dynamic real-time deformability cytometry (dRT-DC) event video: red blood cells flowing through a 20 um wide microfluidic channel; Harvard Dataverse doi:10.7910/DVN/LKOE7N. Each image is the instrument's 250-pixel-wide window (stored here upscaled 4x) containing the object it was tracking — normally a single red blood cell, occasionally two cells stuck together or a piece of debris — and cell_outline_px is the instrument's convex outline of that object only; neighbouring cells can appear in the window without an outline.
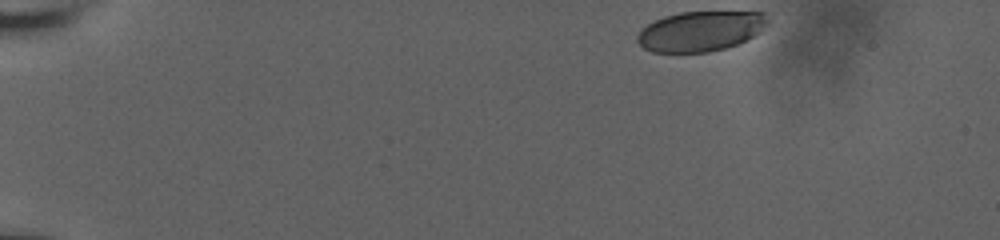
{"species": "human", "species_latin": "Homo sapiens", "temperature_condition": "room temperature", "stored_images_in_passage": 42, "camera_frame_rate_fps": 3000, "um_per_image_px": 0.085, "donor": {"sex": "male"}, "frame": {"image": 1, "passage_image": 1, "time_ms": 0.0, "image_size_px": [1000, 240], "cell_outline_px": [[772, 20], [760, 32], [736, 44], [724, 48], [708, 52], [652, 52], [644, 48], [636, 40], [636, 36], [640, 28], [652, 20], [664, 16], [680, 12], [772, 12]], "centroid_in_image_um": [59.56, 2.62], "position_along_channel_um": 25.4, "area_um2": 30.92}}
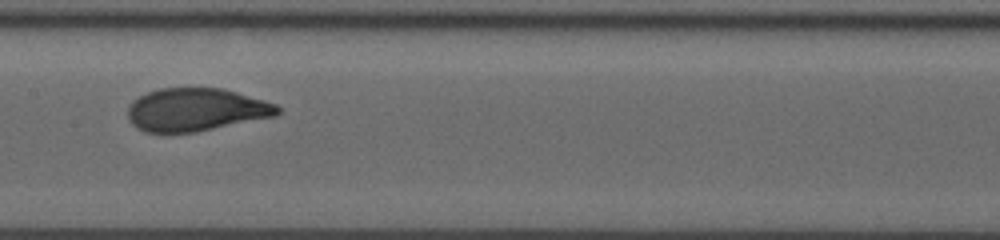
{"frame": {"image": 2, "passage_image": 24, "time_ms": 7.667, "image_size_px": [1000, 240], "cell_outline_px": [[280, 112], [276, 116], [192, 132], [144, 132], [136, 128], [128, 120], [128, 108], [132, 100], [148, 92], [160, 88], [224, 88], [264, 100], [276, 104], [280, 108]], "centroid_in_image_um": [16.64, 9.31], "position_along_channel_um": 190.8, "area_um2": 37.34}}
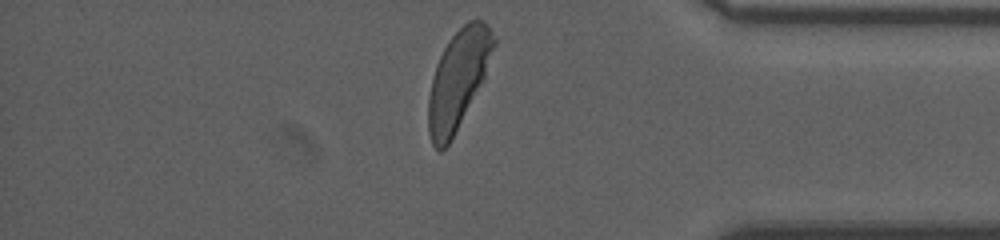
{"frame": {"image": 3, "passage_image": 42, "time_ms": 13.667, "image_size_px": [1000, 240], "cell_outline_px": [[496, 44], [484, 80], [448, 144], [440, 152], [432, 144], [428, 132], [428, 96], [436, 64], [448, 40], [468, 20], [484, 20], [496, 36]], "centroid_in_image_um": [38.96, 6.72], "position_along_channel_um": 396.2, "area_um2": 37.4}, "authors_computed_cell_mechanics": {"area_um2": 37.57, "velocity_mm_per_s": 3.7289, "shape_relaxation_time_tau1_ms": 2.8306, "shape_relaxation_time_tau2_ms": null, "deformation_change_tau1": 0.1553, "deformation_change_tau2": null}}